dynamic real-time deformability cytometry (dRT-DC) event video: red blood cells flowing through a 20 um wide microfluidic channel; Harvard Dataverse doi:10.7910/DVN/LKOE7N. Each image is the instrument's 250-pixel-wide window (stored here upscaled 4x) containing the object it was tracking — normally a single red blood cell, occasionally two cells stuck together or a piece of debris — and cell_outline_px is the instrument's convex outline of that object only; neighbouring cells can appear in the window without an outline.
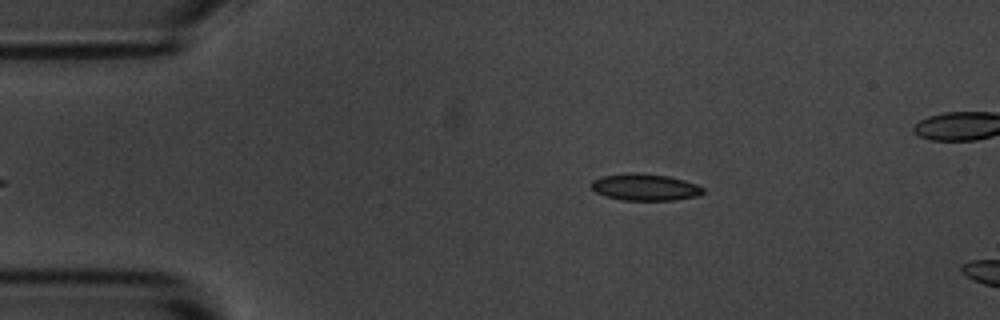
{"species": "common noctule bat (a hibernating species)", "species_latin": "Nyctalus noctula", "temperature_condition": "room temperature", "stored_images_in_passage": 8, "camera_frame_rate_fps": 3000, "um_per_image_px": 0.085, "animal": {"sex": "male", "body_mass_g": 20.1, "forearm_length_mm": 53.5}, "frame": {"image": 1, "passage_image": 3, "time_ms": 0.667, "image_size_px": [1000, 320], "cell_outline_px": [[704, 192], [700, 196], [672, 200], [624, 200], [604, 196], [596, 192], [592, 188], [592, 180], [604, 176], [668, 176], [684, 180], [696, 184], [704, 188]], "centroid_in_image_um": [54.9, 15.97], "position_along_channel_um": 30.1, "area_um2": 16.42}}